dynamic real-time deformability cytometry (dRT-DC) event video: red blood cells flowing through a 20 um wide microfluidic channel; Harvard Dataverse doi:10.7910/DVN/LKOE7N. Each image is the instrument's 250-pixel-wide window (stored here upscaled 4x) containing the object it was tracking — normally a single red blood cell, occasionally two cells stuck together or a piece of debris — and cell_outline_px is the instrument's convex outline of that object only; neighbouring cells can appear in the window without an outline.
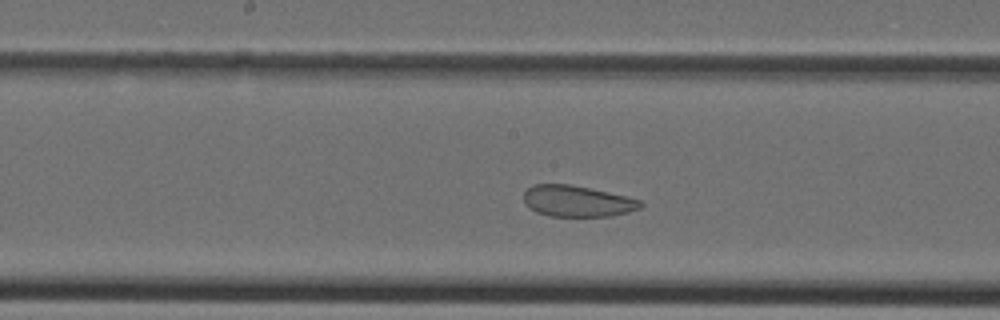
{"species": "Egyptian fruit bat (a non-hibernating species)", "species_latin": "Rousettus aegyptiacus", "temperature_condition": "cold", "stored_images_in_passage": 28, "camera_frame_rate_fps": 3000, "um_per_image_px": 0.085, "animal": {"sex": "female"}, "frame": {"image": 1, "passage_image": 9, "time_ms": 2.667, "image_size_px": [1000, 320], "cell_outline_px": [[644, 204], [640, 208], [628, 212], [612, 216], [548, 216], [536, 212], [528, 208], [524, 204], [524, 192], [532, 184], [568, 184], [592, 188], [628, 196], [640, 200]], "centroid_in_image_um": [49.06, 17.09], "position_along_channel_um": 199.1, "area_um2": 21.5}}
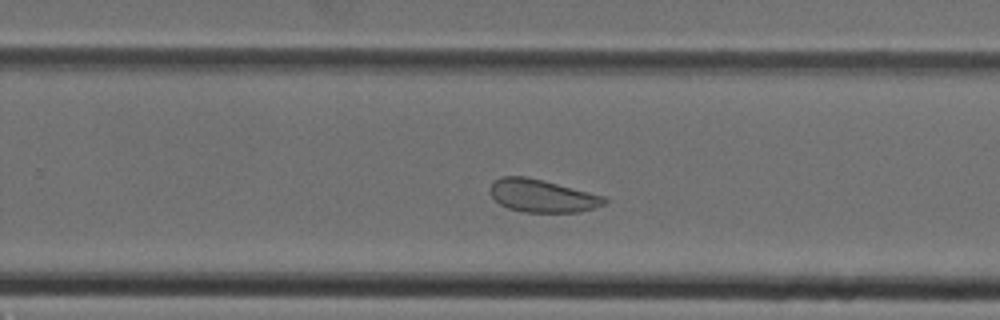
{"frame": {"image": 2, "passage_image": 14, "time_ms": 4.333, "image_size_px": [1000, 320], "cell_outline_px": [[608, 200], [604, 204], [596, 208], [580, 212], [520, 212], [508, 208], [500, 204], [492, 196], [488, 188], [492, 180], [500, 176], [528, 176], [544, 180], [604, 196]], "centroid_in_image_um": [46.05, 16.63], "position_along_channel_um": 283.8, "area_um2": 22.14}}
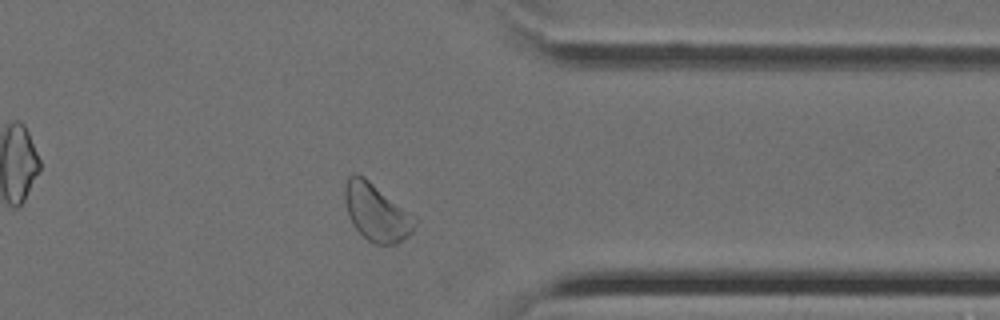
{"frame": {"image": 3, "passage_image": 20, "time_ms": 6.333, "image_size_px": [1000, 320], "cell_outline_px": [[412, 232], [408, 236], [396, 244], [376, 244], [368, 240], [352, 224], [344, 200], [344, 188], [348, 176], [364, 176], [400, 208], [412, 224]], "centroid_in_image_um": [31.86, 18.08], "position_along_channel_um": 379.5, "area_um2": 21.62}}